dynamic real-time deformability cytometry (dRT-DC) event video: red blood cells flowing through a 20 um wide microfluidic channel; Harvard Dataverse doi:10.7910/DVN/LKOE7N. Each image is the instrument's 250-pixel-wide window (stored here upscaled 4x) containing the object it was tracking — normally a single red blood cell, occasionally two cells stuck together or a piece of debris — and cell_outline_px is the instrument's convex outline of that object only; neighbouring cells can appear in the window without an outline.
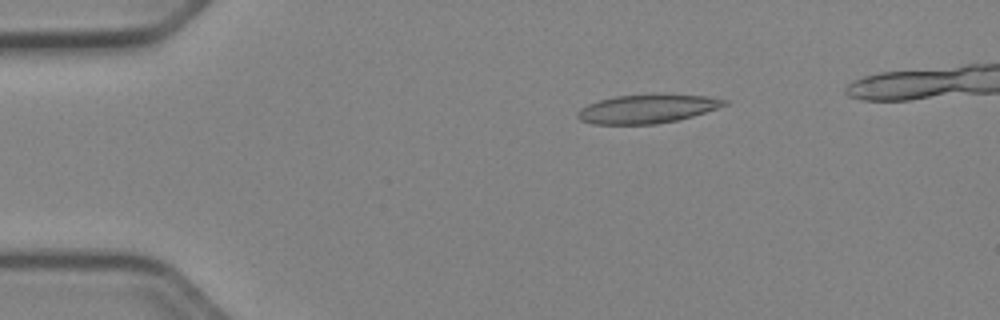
{"species": "Egyptian fruit bat (a non-hibernating species)", "species_latin": "Rousettus aegyptiacus", "temperature_condition": "cold", "stored_images_in_passage": 48, "camera_frame_rate_fps": 3000, "um_per_image_px": 0.085, "animal": {"sex": "female"}, "frame": {"image": 1, "passage_image": 9, "time_ms": 2.667, "image_size_px": [1000, 320], "cell_outline_px": [[728, 104], [692, 116], [676, 120], [656, 124], [592, 124], [580, 120], [576, 116], [576, 112], [580, 108], [588, 104], [600, 100], [616, 96], [708, 96], [728, 100]], "centroid_in_image_um": [54.94, 9.28], "position_along_channel_um": 30.1, "area_um2": 23.76}}
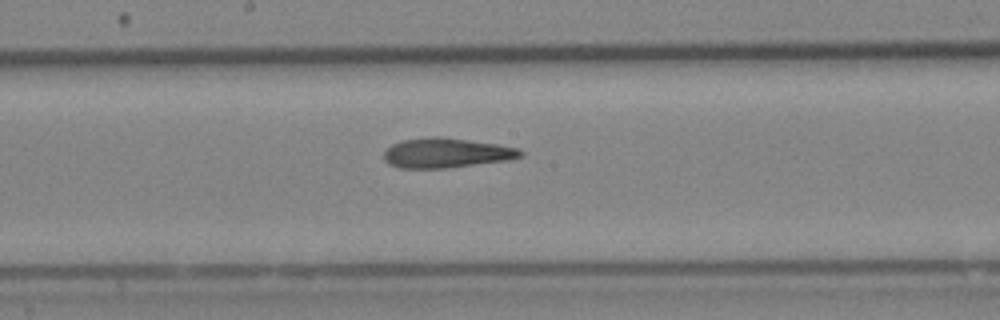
{"frame": {"image": 2, "passage_image": 27, "time_ms": 8.667, "image_size_px": [1000, 320], "cell_outline_px": [[524, 156], [508, 160], [448, 168], [400, 168], [388, 164], [384, 160], [384, 152], [392, 144], [400, 140], [432, 136], [440, 136], [496, 144], [520, 148], [524, 152]], "centroid_in_image_um": [37.94, 13.0], "position_along_channel_um": 210.3, "area_um2": 23.87}}
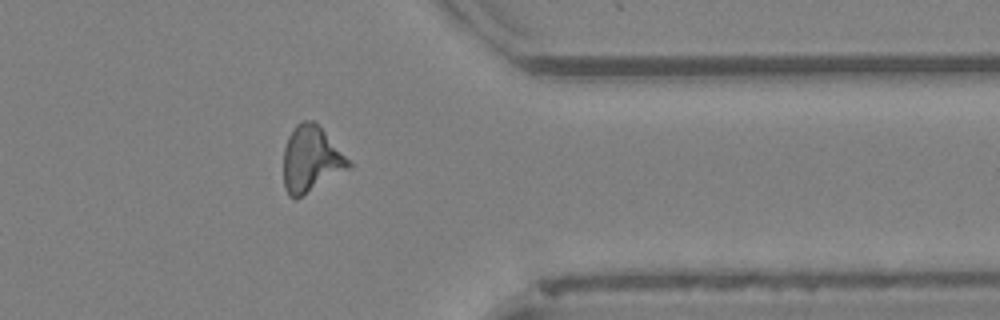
{"frame": {"image": 3, "passage_image": 41, "time_ms": 13.333, "image_size_px": [1000, 320], "cell_outline_px": [[356, 164], [296, 200], [288, 196], [284, 188], [284, 148], [288, 136], [296, 124], [300, 120], [312, 120]], "centroid_in_image_um": [26.45, 13.55], "position_along_channel_um": 385.0, "area_um2": 25.2}, "authors_computed_cell_mechanics": {"area_um2": 24.4205, "velocity_mm_per_s": 3.9601, "shape_relaxation_time_tau1_ms": null, "shape_relaxation_time_tau2_ms": 5.2869, "deformation_change_tau1": null, "deformation_change_tau2": 0.1723}}